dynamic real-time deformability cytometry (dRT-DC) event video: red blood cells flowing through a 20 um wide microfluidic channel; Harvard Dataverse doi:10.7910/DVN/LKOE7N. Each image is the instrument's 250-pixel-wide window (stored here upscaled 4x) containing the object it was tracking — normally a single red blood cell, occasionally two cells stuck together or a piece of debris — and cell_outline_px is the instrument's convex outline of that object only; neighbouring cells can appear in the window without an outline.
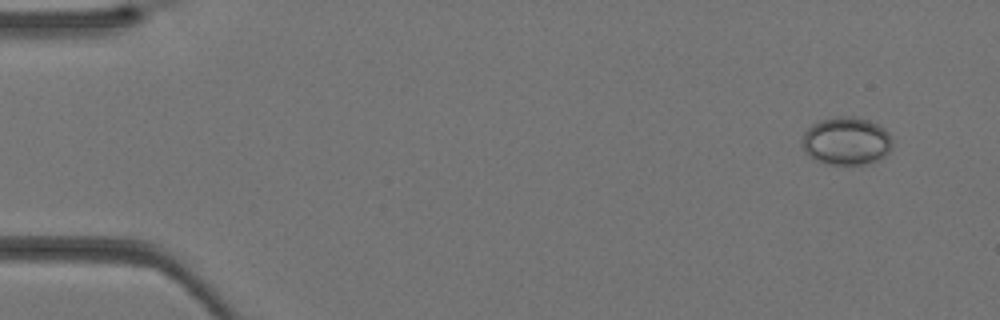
{"species": "Egyptian fruit bat (a non-hibernating species)", "species_latin": "Rousettus aegyptiacus", "temperature_condition": "warm", "stored_images_in_passage": 38, "camera_frame_rate_fps": 3000, "um_per_image_px": 0.085, "animal": {"sex": "female"}, "frame": {"image": 1, "passage_image": 1, "time_ms": 0.0, "image_size_px": [1000, 320], "cell_outline_px": [[892, 148], [880, 160], [864, 164], [828, 164], [816, 160], [808, 156], [804, 152], [800, 144], [804, 132], [812, 124], [820, 120], [840, 116], [852, 116], [868, 120], [884, 128], [888, 132], [892, 140]], "centroid_in_image_um": [71.92, 11.99], "position_along_channel_um": 13.1, "area_um2": 25.43}}
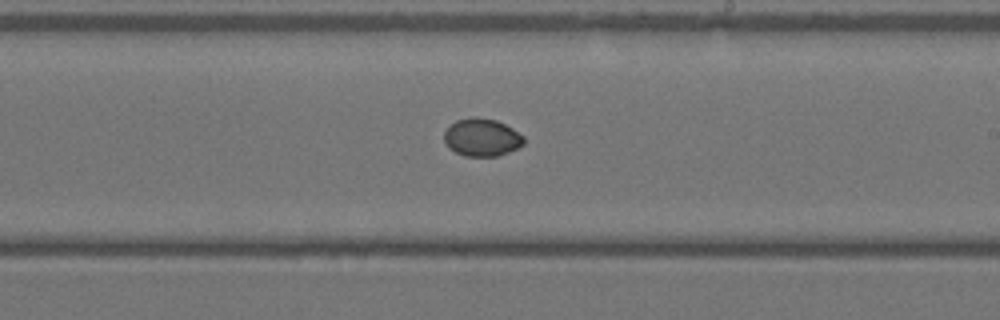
{"frame": {"image": 2, "passage_image": 22, "time_ms": 7.0, "image_size_px": [1000, 320], "cell_outline_px": [[524, 144], [508, 152], [496, 156], [464, 156], [448, 148], [444, 140], [444, 132], [456, 120], [472, 116], [496, 120], [512, 128], [524, 136]], "centroid_in_image_um": [40.94, 11.68], "position_along_channel_um": 248.1, "area_um2": 17.46}}
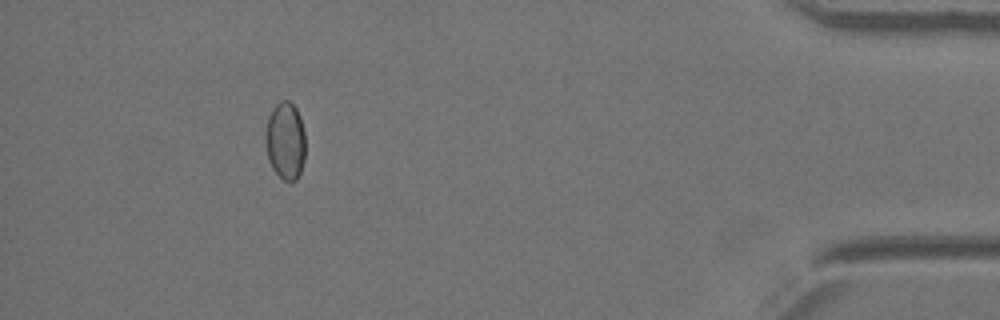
{"frame": {"image": 3, "passage_image": 35, "time_ms": 11.333, "image_size_px": [1000, 320], "cell_outline_px": [[304, 160], [300, 172], [296, 180], [284, 180], [272, 168], [268, 160], [264, 140], [264, 136], [268, 116], [272, 108], [280, 100], [288, 100], [296, 108], [300, 116], [304, 132]], "centroid_in_image_um": [24.23, 11.94], "position_along_channel_um": 411.0, "area_um2": 18.15}}